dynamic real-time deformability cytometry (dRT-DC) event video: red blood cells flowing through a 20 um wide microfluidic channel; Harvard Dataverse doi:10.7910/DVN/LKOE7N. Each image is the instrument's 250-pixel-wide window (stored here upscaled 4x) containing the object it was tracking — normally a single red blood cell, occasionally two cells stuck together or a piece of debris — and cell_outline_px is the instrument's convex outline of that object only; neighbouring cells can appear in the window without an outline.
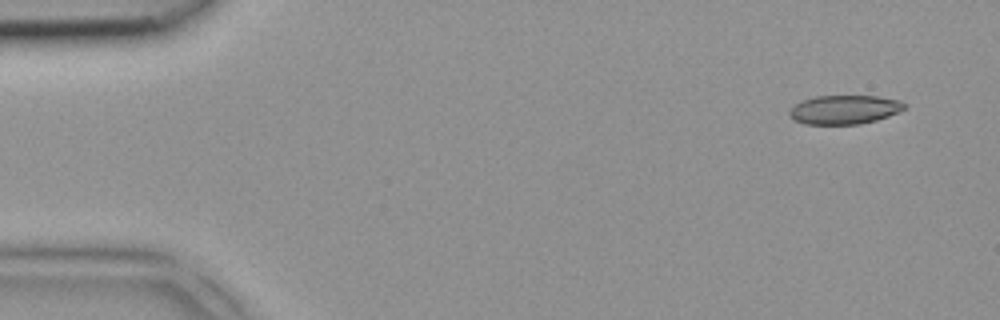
{"species": "common noctule bat (a hibernating species)", "species_latin": "Nyctalus noctula", "temperature_condition": "room temperature", "stored_images_in_passage": 3, "camera_frame_rate_fps": 3000, "um_per_image_px": 0.085, "animal": {"sex": "female", "body_mass_g": 18.4}, "frame": {"image": 1, "passage_image": 1, "time_ms": 0.0, "image_size_px": [1000, 320], "cell_outline_px": [[904, 108], [888, 116], [876, 120], [860, 124], [804, 124], [788, 116], [788, 112], [800, 100], [816, 96], [876, 96], [900, 100], [904, 104]], "centroid_in_image_um": [71.73, 9.31], "position_along_channel_um": 13.3, "area_um2": 19.25}}